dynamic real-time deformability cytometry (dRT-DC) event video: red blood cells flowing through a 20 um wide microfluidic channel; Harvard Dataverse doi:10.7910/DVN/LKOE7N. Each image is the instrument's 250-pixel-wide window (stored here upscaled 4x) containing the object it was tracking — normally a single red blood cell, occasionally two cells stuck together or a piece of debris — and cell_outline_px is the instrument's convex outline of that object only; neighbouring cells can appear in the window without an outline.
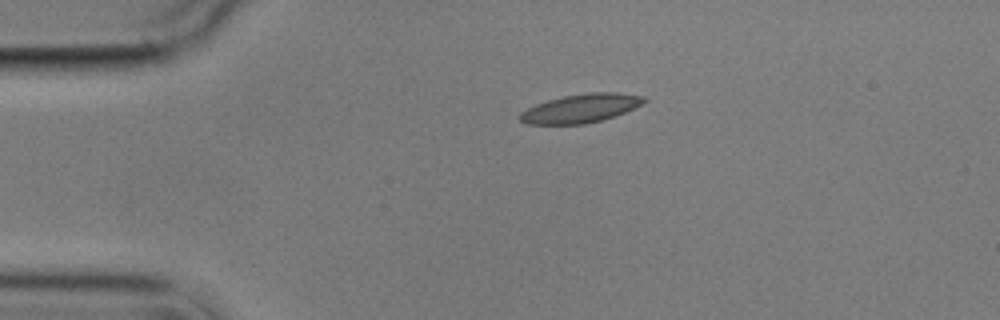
{"species": "common noctule bat (a hibernating species)", "species_latin": "Nyctalus noctula", "temperature_condition": "cold", "stored_images_in_passage": 2, "camera_frame_rate_fps": 3000, "um_per_image_px": 0.085, "animal": {"sex": "male", "body_mass_g": 17.9}, "frame": {"image": 1, "passage_image": 1, "time_ms": 0.0, "image_size_px": [1000, 320], "cell_outline_px": [[648, 100], [624, 112], [600, 120], [584, 124], [524, 124], [520, 120], [520, 112], [536, 104], [548, 100], [564, 96], [588, 92], [616, 92], [644, 96]], "centroid_in_image_um": [49.34, 9.2], "position_along_channel_um": 35.7, "area_um2": 20.46}}